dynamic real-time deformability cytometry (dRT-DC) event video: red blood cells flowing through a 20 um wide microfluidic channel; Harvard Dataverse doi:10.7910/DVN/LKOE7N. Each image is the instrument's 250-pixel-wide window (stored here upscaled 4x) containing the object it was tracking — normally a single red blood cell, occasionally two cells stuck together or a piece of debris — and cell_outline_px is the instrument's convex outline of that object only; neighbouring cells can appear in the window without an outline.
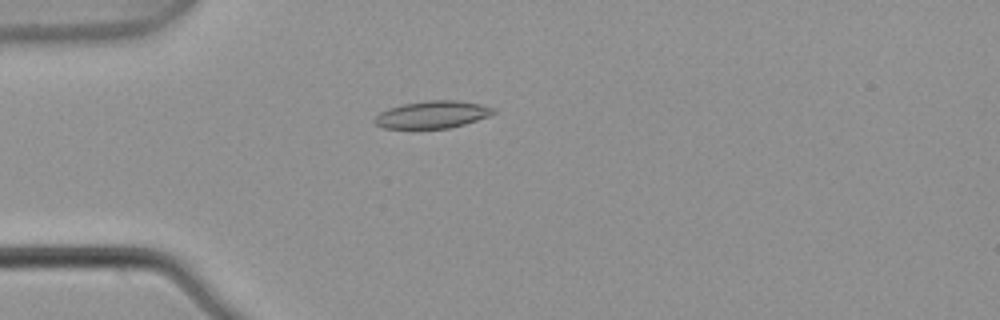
{"species": "common noctule bat (a hibernating species)", "species_latin": "Nyctalus noctula", "temperature_condition": "warm", "stored_images_in_passage": 1, "camera_frame_rate_fps": 3000, "um_per_image_px": 0.085, "animal": {"sex": "male", "body_mass_g": 21.5, "forearm_length_mm": 52.0}, "frame": {"image": 1, "passage_image": 1, "time_ms": 0.0, "image_size_px": [1000, 320], "cell_outline_px": [[496, 112], [488, 116], [464, 124], [448, 128], [384, 128], [376, 124], [372, 120], [380, 112], [388, 108], [404, 104], [428, 100], [456, 100], [480, 104], [496, 108]], "centroid_in_image_um": [36.75, 9.73], "position_along_channel_um": 48.2, "area_um2": 18.79}}